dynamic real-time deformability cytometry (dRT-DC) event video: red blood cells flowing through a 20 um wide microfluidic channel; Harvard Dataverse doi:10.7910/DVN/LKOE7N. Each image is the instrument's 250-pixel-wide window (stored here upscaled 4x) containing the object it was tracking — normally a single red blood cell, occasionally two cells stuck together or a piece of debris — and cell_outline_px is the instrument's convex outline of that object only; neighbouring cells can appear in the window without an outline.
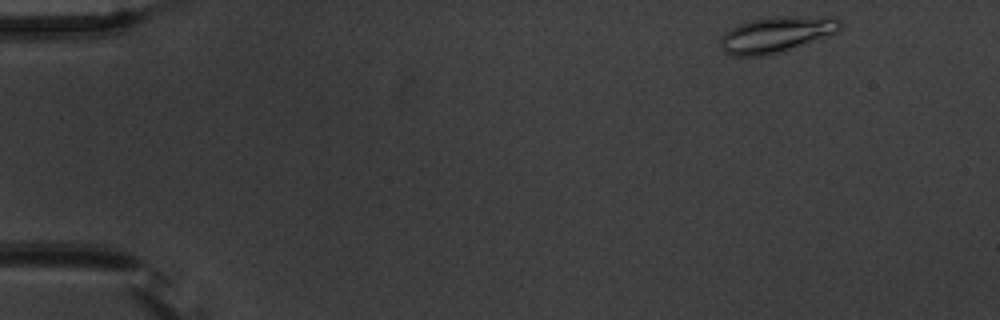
{"species": "common noctule bat (a hibernating species)", "species_latin": "Nyctalus noctula", "temperature_condition": "warm", "stored_images_in_passage": 52, "camera_frame_rate_fps": 3000, "um_per_image_px": 0.085, "animal": {"sex": "male", "body_mass_g": 20.1, "forearm_length_mm": 53.5}, "frame": {"image": 1, "passage_image": 2, "time_ms": 0.333, "image_size_px": [1000, 320], "cell_outline_px": [[844, 24], [836, 32], [764, 56], [732, 56], [724, 52], [720, 48], [720, 36], [724, 32], [736, 24], [752, 20], [776, 16], [780, 16], [840, 20]], "centroid_in_image_um": [65.81, 2.95], "position_along_channel_um": 19.2, "area_um2": 24.04}}
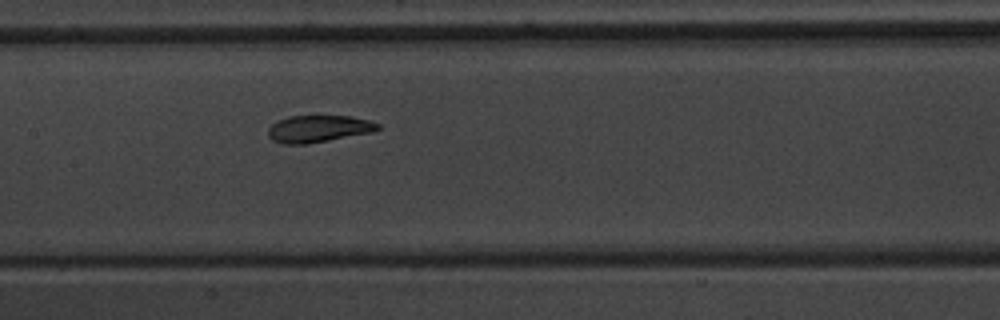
{"frame": {"image": 2, "passage_image": 24, "time_ms": 7.667, "image_size_px": [1000, 320], "cell_outline_px": [[380, 128], [372, 132], [308, 144], [284, 144], [272, 140], [268, 136], [268, 128], [272, 124], [288, 116], [348, 116], [368, 120], [380, 124]], "centroid_in_image_um": [27.05, 10.95], "position_along_channel_um": 180.3, "area_um2": 17.17}}
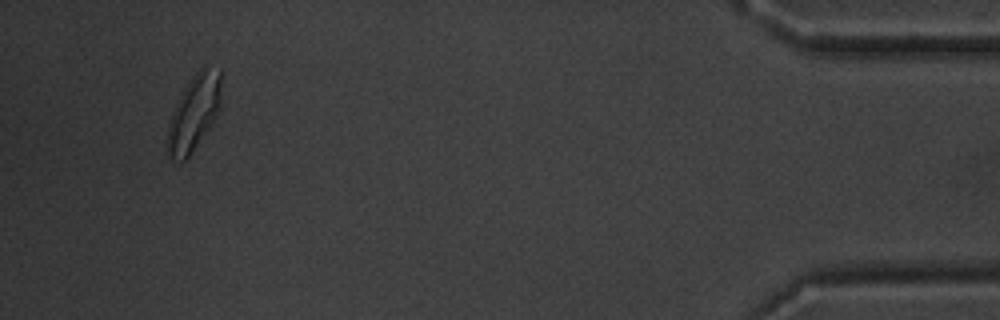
{"frame": {"image": 3, "passage_image": 49, "time_ms": 16.0, "image_size_px": [1000, 320], "cell_outline_px": [[220, 100], [216, 116], [188, 156], [180, 164], [172, 160], [164, 152], [164, 144], [172, 112], [184, 88], [196, 72], [204, 64], [220, 68]], "centroid_in_image_um": [16.43, 9.61], "position_along_channel_um": 418.8, "area_um2": 23.7}, "authors_computed_cell_mechanics": {"area_um2": 18.5538, "velocity_mm_per_s": 3.6571, "shape_relaxation_time_tau1_ms": 2.7988, "shape_relaxation_time_tau2_ms": 1.5063, "deformation_change_tau1": 0.1265, "deformation_change_tau2": 0.0505}}